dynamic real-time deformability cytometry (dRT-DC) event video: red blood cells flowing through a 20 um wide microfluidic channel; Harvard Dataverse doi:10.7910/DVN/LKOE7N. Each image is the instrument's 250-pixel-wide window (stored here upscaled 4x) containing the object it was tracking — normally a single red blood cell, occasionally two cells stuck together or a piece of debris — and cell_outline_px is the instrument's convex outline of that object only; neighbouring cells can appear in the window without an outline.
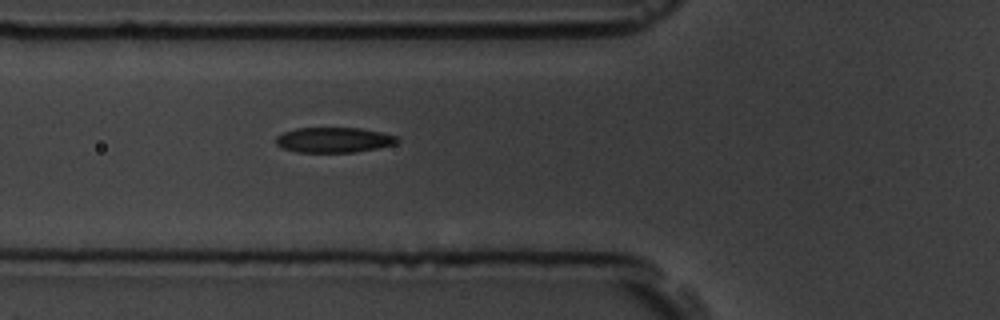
{"species": "common noctule bat (a hibernating species)", "species_latin": "Nyctalus noctula", "temperature_condition": "room temperature", "stored_images_in_passage": 4, "camera_frame_rate_fps": 3000, "um_per_image_px": 0.085, "animal": {"sex": "male", "body_mass_g": 19.5, "forearm_length_mm": 54.6}, "frame": {"image": 1, "passage_image": 4, "time_ms": 3.667, "image_size_px": [1000, 320], "cell_outline_px": [[400, 140], [396, 144], [356, 152], [296, 152], [284, 148], [276, 144], [276, 136], [284, 132], [296, 128], [360, 128], [380, 132], [396, 136]], "centroid_in_image_um": [28.38, 11.89], "position_along_channel_um": 97.4, "area_um2": 17.74}}